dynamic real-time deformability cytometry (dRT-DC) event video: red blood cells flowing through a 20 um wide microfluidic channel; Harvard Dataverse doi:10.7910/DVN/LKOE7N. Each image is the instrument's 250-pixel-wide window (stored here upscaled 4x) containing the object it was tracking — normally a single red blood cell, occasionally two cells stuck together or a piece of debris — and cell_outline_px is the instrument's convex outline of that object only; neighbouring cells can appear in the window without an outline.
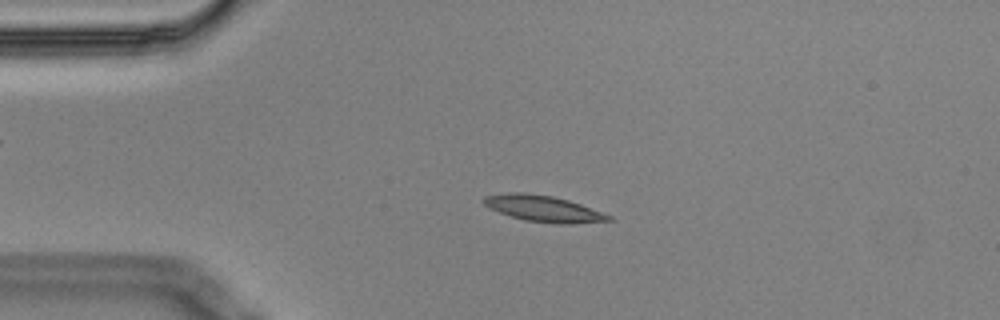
{"species": "Egyptian fruit bat (a non-hibernating species)", "species_latin": "Rousettus aegyptiacus", "temperature_condition": "cold", "stored_images_in_passage": 4, "camera_frame_rate_fps": 3000, "um_per_image_px": 0.085, "animal": {"sex": "male"}, "frame": {"image": 1, "passage_image": 2, "time_ms": 0.333, "image_size_px": [1000, 320], "cell_outline_px": [[616, 220], [572, 224], [556, 224], [524, 220], [500, 212], [484, 204], [480, 200], [484, 196], [508, 192], [524, 192], [552, 196], [568, 200], [580, 204], [612, 216]], "centroid_in_image_um": [46.21, 17.73], "position_along_channel_um": 38.8, "area_um2": 19.07}}
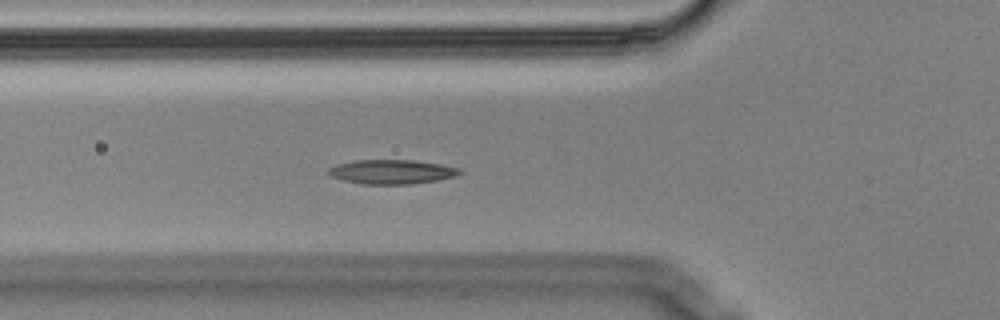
{"frame": {"image": 2, "passage_image": 4, "time_ms": 1.0, "image_size_px": [1000, 320], "cell_outline_px": [[464, 172], [456, 176], [436, 180], [412, 184], [364, 184], [344, 180], [332, 176], [328, 172], [328, 168], [336, 164], [352, 160], [412, 160], [440, 164], [460, 168]], "centroid_in_image_um": [33.31, 14.59], "position_along_channel_um": 92.5, "area_um2": 18.55}}